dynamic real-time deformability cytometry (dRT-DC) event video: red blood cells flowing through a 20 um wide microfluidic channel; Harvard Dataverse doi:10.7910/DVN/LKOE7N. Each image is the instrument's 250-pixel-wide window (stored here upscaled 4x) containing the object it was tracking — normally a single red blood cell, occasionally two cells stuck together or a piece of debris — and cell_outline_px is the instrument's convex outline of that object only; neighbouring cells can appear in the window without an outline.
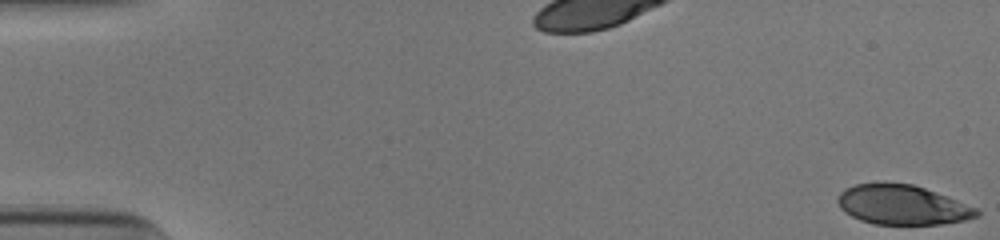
{"species": "human", "species_latin": "Homo sapiens", "temperature_condition": "cold", "stored_images_in_passage": 53, "camera_frame_rate_fps": 3000, "um_per_image_px": 0.085, "donor": {"sex": "male"}, "frame": {"image": 1, "passage_image": 1, "time_ms": 0.0, "image_size_px": [1000, 240], "cell_outline_px": [[980, 216], [964, 220], [940, 224], [872, 224], [860, 220], [844, 212], [840, 208], [836, 200], [840, 192], [844, 188], [856, 184], [876, 180], [912, 184], [924, 188], [956, 200], [976, 208], [980, 212]], "centroid_in_image_um": [76.62, 17.38], "position_along_channel_um": 8.4, "area_um2": 32.48}}
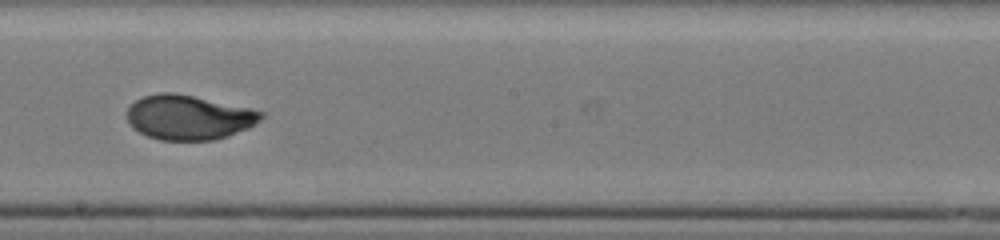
{"frame": {"image": 2, "passage_image": 31, "time_ms": 10.0, "image_size_px": [1000, 240], "cell_outline_px": [[264, 116], [260, 120], [248, 128], [228, 136], [212, 140], [160, 140], [148, 136], [132, 128], [128, 120], [128, 104], [144, 96], [160, 92], [172, 92], [252, 108], [264, 112]], "centroid_in_image_um": [16.04, 9.97], "position_along_channel_um": 232.2, "area_um2": 34.85}}
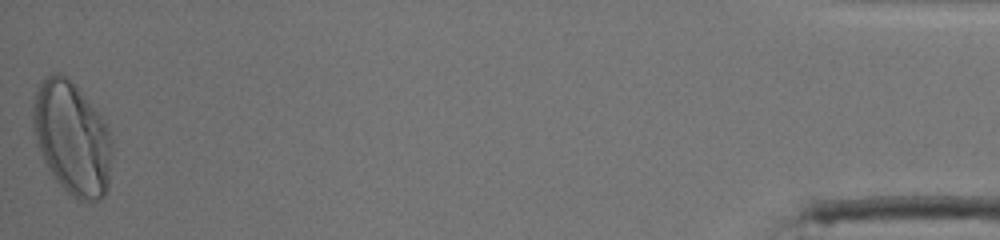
{"frame": {"image": 3, "passage_image": 53, "time_ms": 17.333, "image_size_px": [1000, 240], "cell_outline_px": [[112, 144], [108, 188], [104, 196], [100, 200], [80, 200], [72, 196], [56, 180], [48, 168], [36, 144], [32, 128], [32, 104], [36, 84], [48, 76], [56, 72], [60, 72], [80, 92], [100, 116], [108, 128], [112, 140]], "centroid_in_image_um": [6.09, 11.75], "position_along_channel_um": 429.1, "area_um2": 51.85}, "authors_computed_cell_mechanics": {"area_um2": 34.8534, "velocity_mm_per_s": 3.8881, "shape_relaxation_time_tau1_ms": 5.1836, "shape_relaxation_time_tau2_ms": null, "deformation_change_tau1": 0.2272, "deformation_change_tau2": null}}